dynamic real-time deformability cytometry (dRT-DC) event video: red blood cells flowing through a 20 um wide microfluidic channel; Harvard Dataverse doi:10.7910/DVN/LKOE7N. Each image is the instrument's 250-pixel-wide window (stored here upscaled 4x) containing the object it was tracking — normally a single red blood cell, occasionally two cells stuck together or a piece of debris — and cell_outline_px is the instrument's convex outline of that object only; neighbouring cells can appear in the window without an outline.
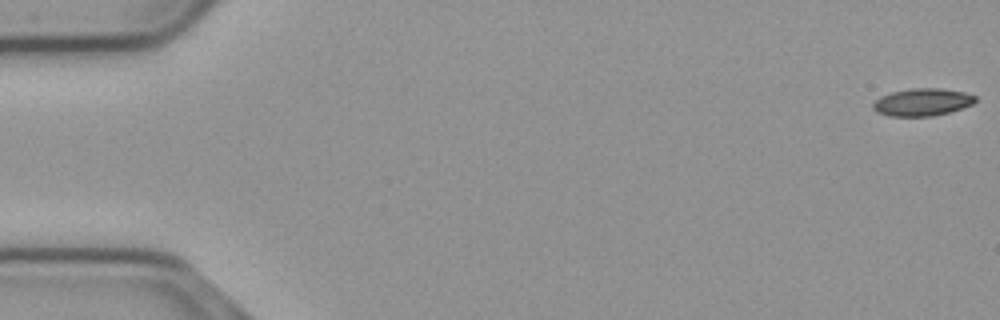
{"species": "common noctule bat (a hibernating species)", "species_latin": "Nyctalus noctula", "temperature_condition": "cold", "stored_images_in_passage": 56, "camera_frame_rate_fps": 3000, "um_per_image_px": 0.085, "animal": {"sex": "male", "body_mass_g": 23.1, "forearm_length_mm": 52.7}, "frame": {"image": 1, "passage_image": 1, "time_ms": 0.0, "image_size_px": [1000, 320], "cell_outline_px": [[976, 100], [972, 104], [948, 112], [932, 116], [888, 116], [876, 112], [872, 108], [872, 104], [880, 96], [892, 92], [912, 88], [944, 88], [964, 92], [976, 96]], "centroid_in_image_um": [78.36, 8.67], "position_along_channel_um": 6.6, "area_um2": 16.36}}
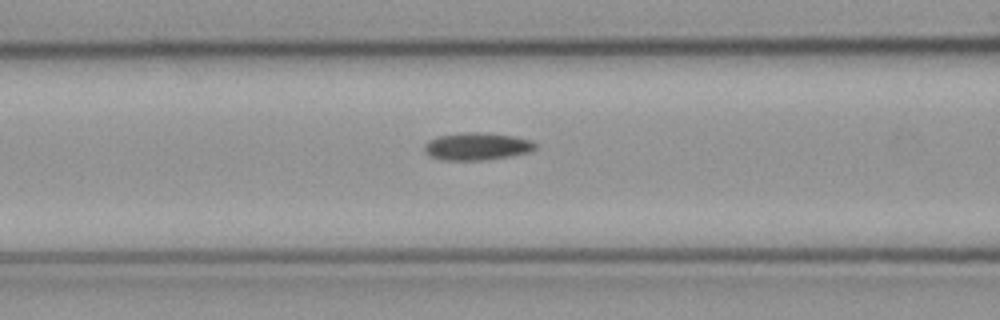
{"frame": {"image": 2, "passage_image": 23, "time_ms": 7.333, "image_size_px": [1000, 320], "cell_outline_px": [[536, 148], [528, 152], [508, 156], [484, 160], [440, 160], [428, 156], [424, 152], [424, 144], [428, 140], [436, 136], [460, 132], [480, 132], [516, 136], [532, 140], [536, 144]], "centroid_in_image_um": [40.48, 12.43], "position_along_channel_um": 126.1, "area_um2": 18.03}}
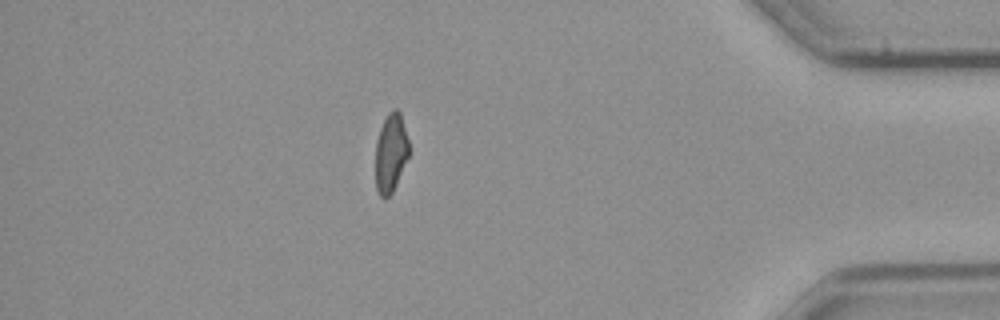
{"frame": {"image": 3, "passage_image": 49, "time_ms": 16.0, "image_size_px": [1000, 320], "cell_outline_px": [[408, 156], [396, 184], [392, 192], [384, 200], [380, 196], [376, 188], [376, 140], [380, 128], [388, 112], [392, 108], [396, 108], [400, 112], [408, 140]], "centroid_in_image_um": [33.2, 12.98], "position_along_channel_um": 402.0, "area_um2": 15.2}, "authors_computed_cell_mechanics": {"area_um2": 16.762, "velocity_mm_per_s": 3.6951, "shape_relaxation_time_tau1_ms": 7.6516, "shape_relaxation_time_tau2_ms": 6.8059, "deformation_change_tau1": 0.1491, "deformation_change_tau2": 0.1317}}